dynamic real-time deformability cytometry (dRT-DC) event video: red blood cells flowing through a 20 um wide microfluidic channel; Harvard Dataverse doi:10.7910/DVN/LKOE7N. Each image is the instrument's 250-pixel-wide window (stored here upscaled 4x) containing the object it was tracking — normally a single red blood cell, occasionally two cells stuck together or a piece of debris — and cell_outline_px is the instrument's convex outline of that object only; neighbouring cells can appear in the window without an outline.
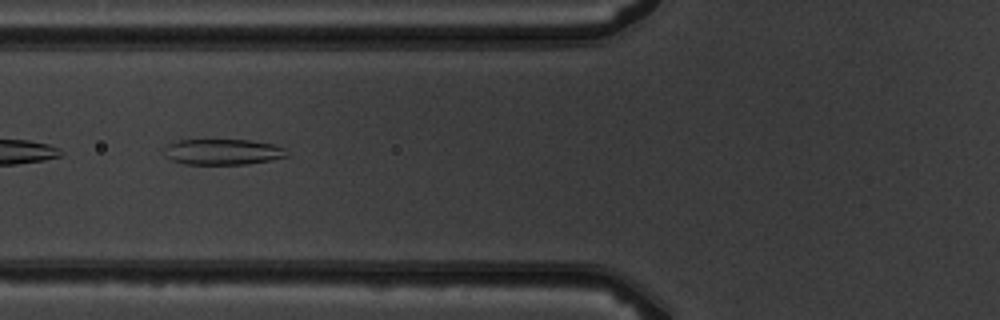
{"species": "common noctule bat (a hibernating species)", "species_latin": "Nyctalus noctula", "temperature_condition": "warm", "stored_images_in_passage": 8, "camera_frame_rate_fps": 3000, "um_per_image_px": 0.085, "animal": {"sex": "male", "body_mass_g": 19.5, "forearm_length_mm": 54.6}, "frame": {"image": 1, "passage_image": 5, "time_ms": 5.333, "image_size_px": [1000, 320], "cell_outline_px": [[288, 156], [272, 160], [248, 164], [184, 164], [172, 160], [164, 156], [164, 148], [168, 144], [180, 140], [248, 140], [272, 144], [284, 148]], "centroid_in_image_um": [18.91, 12.92], "position_along_channel_um": 106.9, "area_um2": 18.38}}
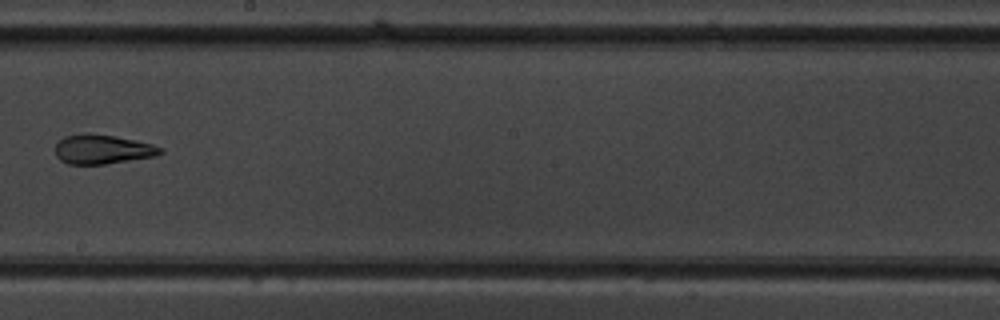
{"frame": {"image": 2, "passage_image": 8, "time_ms": 8.667, "image_size_px": [1000, 320], "cell_outline_px": [[164, 152], [156, 156], [104, 164], [68, 164], [60, 160], [56, 156], [56, 144], [64, 136], [84, 132], [112, 136], [152, 144], [164, 148]], "centroid_in_image_um": [8.7, 12.69], "position_along_channel_um": 239.5, "area_um2": 17.92}}